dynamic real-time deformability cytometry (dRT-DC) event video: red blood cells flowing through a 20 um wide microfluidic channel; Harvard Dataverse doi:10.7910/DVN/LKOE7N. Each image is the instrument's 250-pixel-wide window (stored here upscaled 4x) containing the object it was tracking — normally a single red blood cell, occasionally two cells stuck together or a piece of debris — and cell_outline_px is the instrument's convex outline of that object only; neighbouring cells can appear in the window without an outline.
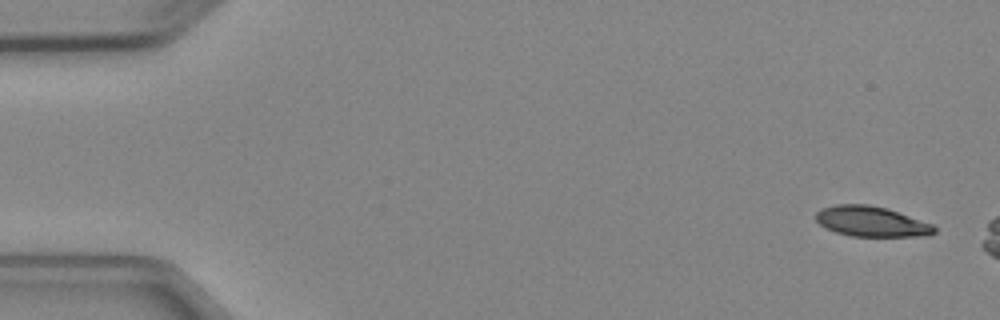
{"species": "Egyptian fruit bat (a non-hibernating species)", "species_latin": "Rousettus aegyptiacus", "temperature_condition": "cold", "stored_images_in_passage": 4, "camera_frame_rate_fps": 3000, "um_per_image_px": 0.085, "animal": {"sex": "female"}, "frame": {"image": 1, "passage_image": 1, "time_ms": 0.0, "image_size_px": [1000, 320], "cell_outline_px": [[936, 232], [928, 236], [852, 236], [836, 232], [820, 224], [816, 220], [816, 212], [820, 208], [836, 204], [868, 204], [888, 208], [932, 224], [936, 228]], "centroid_in_image_um": [74.08, 18.81], "position_along_channel_um": 10.9, "area_um2": 20.92}}